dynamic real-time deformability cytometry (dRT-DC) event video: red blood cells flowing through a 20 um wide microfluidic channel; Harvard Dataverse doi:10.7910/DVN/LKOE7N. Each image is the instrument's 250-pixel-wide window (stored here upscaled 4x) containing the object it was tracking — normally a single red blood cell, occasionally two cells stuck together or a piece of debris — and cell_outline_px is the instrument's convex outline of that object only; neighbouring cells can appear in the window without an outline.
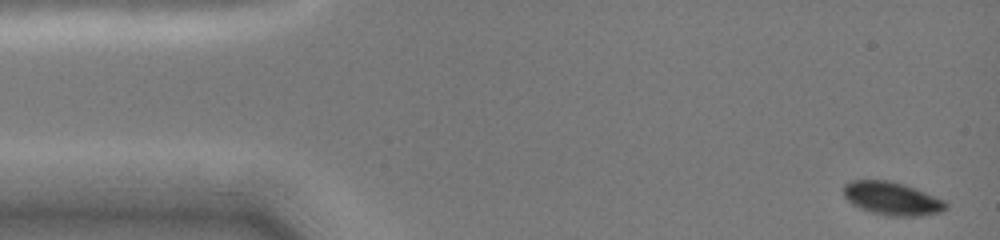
{"species": "common noctule bat (a hibernating species)", "species_latin": "Nyctalus noctula", "temperature_condition": "cold", "stored_images_in_passage": 32, "camera_frame_rate_fps": 3000, "um_per_image_px": 0.085, "animal": {"sex": "female", "body_mass_g": 19.0, "forearm_length_mm": 51.5}, "frame": {"image": 1, "passage_image": 1, "time_ms": 0.0, "image_size_px": [1000, 240], "cell_outline_px": [[948, 208], [940, 212], [920, 216], [888, 216], [872, 212], [860, 208], [852, 204], [844, 196], [844, 184], [852, 180], [888, 180], [904, 184], [916, 188], [944, 200], [948, 204]], "centroid_in_image_um": [75.84, 16.87], "position_along_channel_um": 9.2, "area_um2": 19.83}}
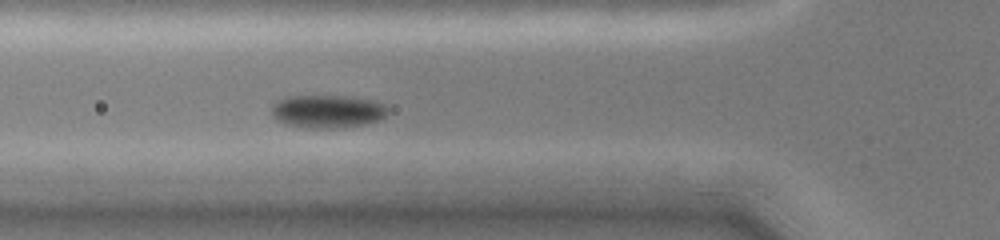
{"frame": {"image": 2, "passage_image": 27, "time_ms": 5.0, "image_size_px": [1000, 240], "cell_outline_px": [[388, 112], [380, 120], [364, 124], [332, 128], [304, 128], [284, 124], [276, 120], [272, 116], [272, 104], [276, 100], [288, 96], [344, 96], [376, 100], [384, 104], [388, 108]], "centroid_in_image_um": [27.81, 9.46], "position_along_channel_um": 98.0, "area_um2": 22.6}}
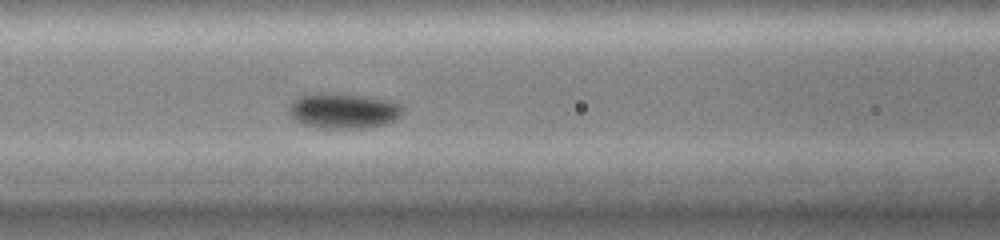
{"frame": {"image": 3, "passage_image": 31, "time_ms": 6.0, "image_size_px": [1000, 240], "cell_outline_px": [[404, 108], [400, 116], [384, 124], [368, 128], [324, 128], [304, 124], [296, 120], [288, 112], [288, 104], [292, 100], [300, 96], [312, 92], [340, 92], [392, 100], [400, 104]], "centroid_in_image_um": [29.17, 9.38], "position_along_channel_um": 137.4, "area_um2": 23.93}}